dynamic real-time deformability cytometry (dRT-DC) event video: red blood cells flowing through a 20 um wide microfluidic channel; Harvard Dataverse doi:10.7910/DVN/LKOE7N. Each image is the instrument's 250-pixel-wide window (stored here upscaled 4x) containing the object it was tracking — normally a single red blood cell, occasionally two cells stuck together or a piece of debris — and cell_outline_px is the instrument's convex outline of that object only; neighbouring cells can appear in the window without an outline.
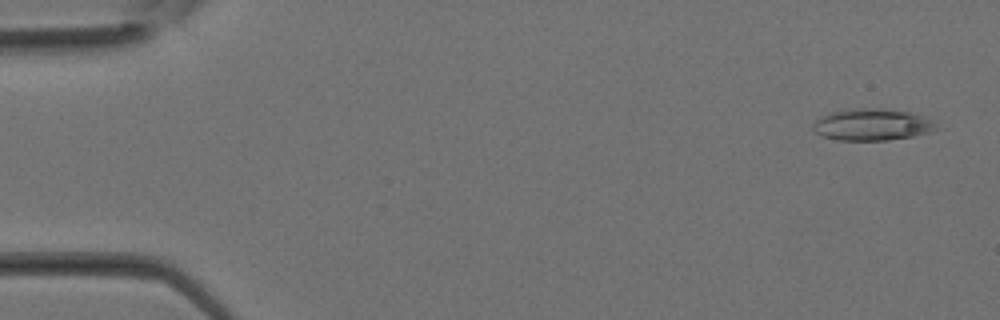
{"species": "Egyptian fruit bat (a non-hibernating species)", "species_latin": "Rousettus aegyptiacus", "temperature_condition": "room temperature", "stored_images_in_passage": 34, "camera_frame_rate_fps": 3000, "um_per_image_px": 0.085, "animal": {"sex": "female"}, "frame": {"image": 1, "passage_image": 2, "time_ms": 0.333, "image_size_px": [1000, 320], "cell_outline_px": [[940, 128], [928, 132], [912, 136], [888, 140], [836, 140], [820, 136], [812, 128], [812, 124], [820, 116], [828, 112], [856, 108], [880, 108], [908, 112], [928, 116]], "centroid_in_image_um": [74.11, 10.59], "position_along_channel_um": 10.9, "area_um2": 23.06}}
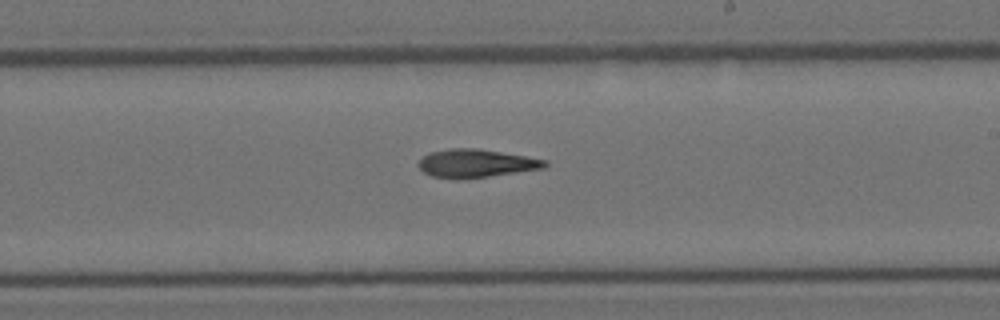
{"frame": {"image": 2, "passage_image": 20, "time_ms": 6.333, "image_size_px": [1000, 320], "cell_outline_px": [[548, 164], [544, 168], [488, 176], [432, 176], [424, 172], [416, 164], [428, 152], [448, 148], [480, 148], [548, 160]], "centroid_in_image_um": [40.49, 13.83], "position_along_channel_um": 248.5, "area_um2": 20.11}}
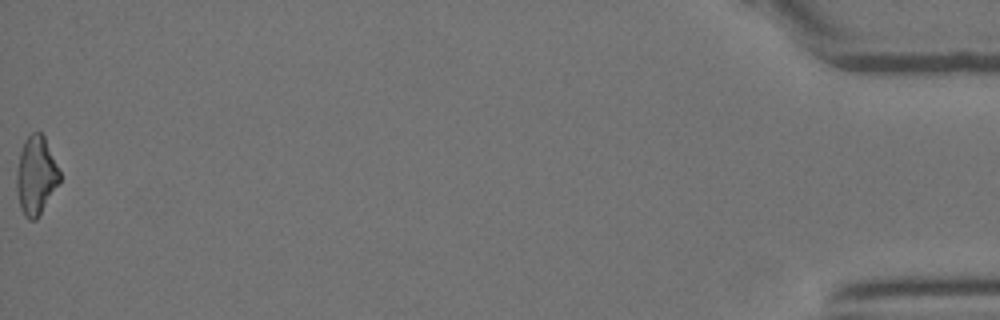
{"frame": {"image": 3, "passage_image": 34, "time_ms": 11.0, "image_size_px": [1000, 320], "cell_outline_px": [[60, 180], [36, 220], [28, 220], [24, 216], [20, 208], [16, 192], [16, 168], [20, 152], [24, 140], [32, 132], [40, 132], [44, 136], [60, 172]], "centroid_in_image_um": [3.02, 14.92], "position_along_channel_um": 432.2, "area_um2": 19.59}}